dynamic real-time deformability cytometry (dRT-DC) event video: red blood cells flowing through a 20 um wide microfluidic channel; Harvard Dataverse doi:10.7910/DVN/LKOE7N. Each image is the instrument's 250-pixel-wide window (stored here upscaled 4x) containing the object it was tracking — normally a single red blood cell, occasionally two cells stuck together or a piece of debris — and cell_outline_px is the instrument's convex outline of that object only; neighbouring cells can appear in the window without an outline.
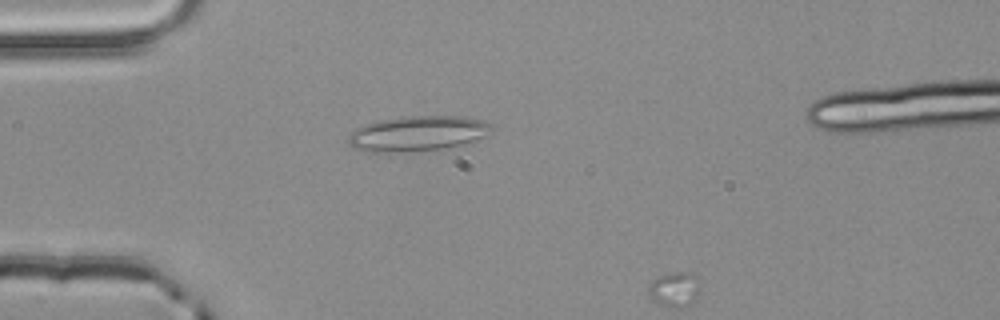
{"species": "common noctule bat (a hibernating species)", "species_latin": "Nyctalus noctula", "temperature_condition": "room temperature", "stored_images_in_passage": 3, "camera_frame_rate_fps": 3000, "um_per_image_px": 0.085, "animal": {"sex": "male", "body_mass_g": 20.4}, "frame": {"image": 1, "passage_image": 2, "time_ms": 0.333, "image_size_px": [1000, 320], "cell_outline_px": [[492, 128], [484, 136], [460, 144], [440, 148], [408, 152], [364, 152], [348, 144], [348, 136], [356, 128], [364, 124], [404, 116], [464, 116], [484, 120], [492, 124]], "centroid_in_image_um": [35.46, 11.34], "position_along_channel_um": 49.5, "area_um2": 29.13}}